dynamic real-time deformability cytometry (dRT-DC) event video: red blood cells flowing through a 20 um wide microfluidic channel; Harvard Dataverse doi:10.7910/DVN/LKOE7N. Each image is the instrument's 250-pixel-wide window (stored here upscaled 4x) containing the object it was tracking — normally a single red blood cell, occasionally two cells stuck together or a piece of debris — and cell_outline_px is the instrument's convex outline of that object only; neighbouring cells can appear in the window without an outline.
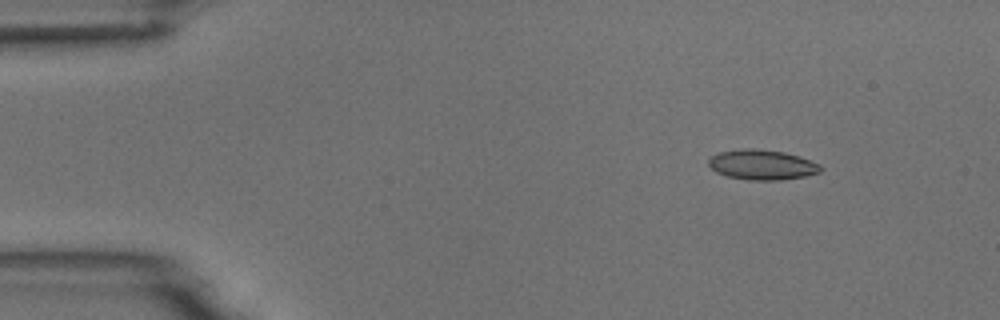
{"species": "common noctule bat (a hibernating species)", "species_latin": "Nyctalus noctula", "temperature_condition": "room temperature", "stored_images_in_passage": 6, "camera_frame_rate_fps": 3000, "um_per_image_px": 0.085, "animal": {"sex": "male", "body_mass_g": 18.8}, "frame": {"image": 1, "passage_image": 2, "time_ms": 1.333, "image_size_px": [1000, 320], "cell_outline_px": [[824, 168], [820, 172], [804, 176], [780, 180], [748, 180], [728, 176], [716, 172], [708, 164], [708, 160], [712, 156], [720, 152], [740, 148], [756, 148], [784, 152], [820, 164]], "centroid_in_image_um": [64.76, 14.0], "position_along_channel_um": 20.2, "area_um2": 19.54}}
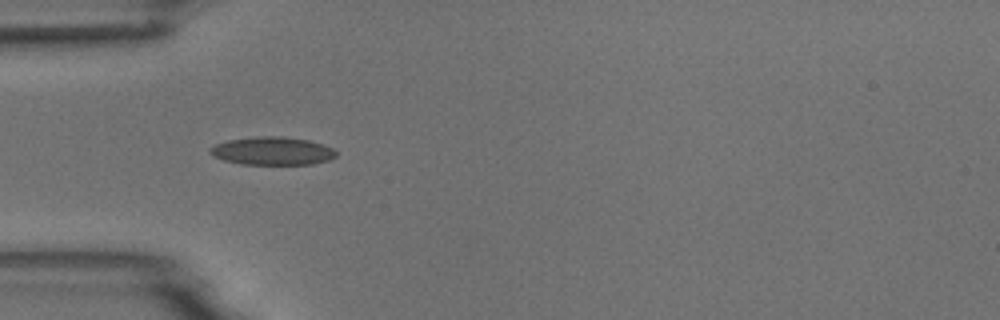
{"frame": {"image": 2, "passage_image": 5, "time_ms": 4.667, "image_size_px": [1000, 320], "cell_outline_px": [[336, 156], [328, 160], [312, 164], [240, 164], [224, 160], [212, 156], [208, 152], [208, 148], [216, 144], [228, 140], [256, 136], [280, 136], [308, 140], [324, 144], [332, 148], [336, 152]], "centroid_in_image_um": [23.12, 12.83], "position_along_channel_um": 61.9, "area_um2": 20.69}}